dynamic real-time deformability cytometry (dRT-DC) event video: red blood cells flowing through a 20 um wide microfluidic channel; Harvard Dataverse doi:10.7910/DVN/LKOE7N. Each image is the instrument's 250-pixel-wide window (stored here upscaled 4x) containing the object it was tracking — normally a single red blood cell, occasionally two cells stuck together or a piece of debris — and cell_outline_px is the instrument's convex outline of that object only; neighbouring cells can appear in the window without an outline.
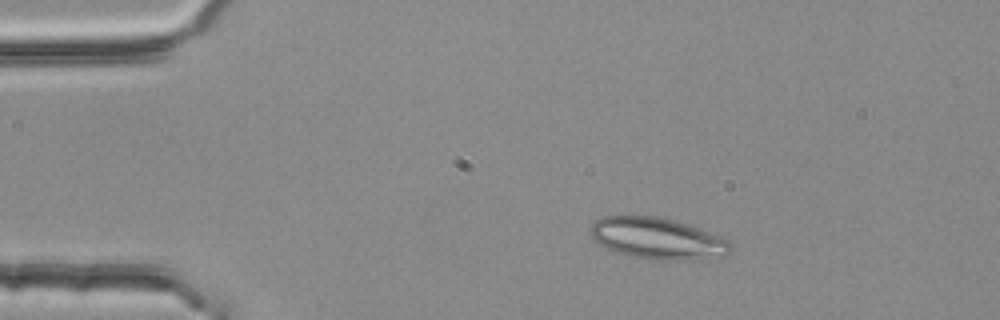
{"species": "common noctule bat (a hibernating species)", "species_latin": "Nyctalus noctula", "temperature_condition": "room temperature", "stored_images_in_passage": 2, "camera_frame_rate_fps": 3000, "um_per_image_px": 0.085, "animal": {"sex": "female", "body_mass_g": 25.1}, "frame": {"image": 1, "passage_image": 1, "time_ms": 0.0, "image_size_px": [1000, 320], "cell_outline_px": [[732, 248], [724, 256], [680, 260], [652, 260], [612, 252], [604, 248], [592, 236], [592, 224], [600, 216], [656, 216], [688, 224], [712, 232], [728, 240], [732, 244]], "centroid_in_image_um": [55.88, 20.27], "position_along_channel_um": 29.1, "area_um2": 33.81}}